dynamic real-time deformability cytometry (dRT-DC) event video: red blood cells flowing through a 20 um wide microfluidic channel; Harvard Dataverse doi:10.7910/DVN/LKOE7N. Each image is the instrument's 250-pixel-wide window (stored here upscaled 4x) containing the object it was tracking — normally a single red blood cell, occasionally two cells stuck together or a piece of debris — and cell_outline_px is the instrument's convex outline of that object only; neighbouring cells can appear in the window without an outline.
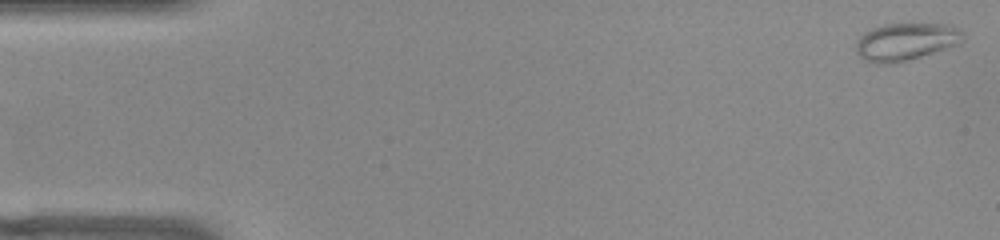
{"species": "common noctule bat (a hibernating species)", "species_latin": "Nyctalus noctula", "temperature_condition": "warm", "stored_images_in_passage": 52, "camera_frame_rate_fps": 3000, "um_per_image_px": 0.085, "animal": {"sex": "female", "body_mass_g": 22.0, "forearm_length_mm": 56.7}, "frame": {"image": 1, "passage_image": 1, "time_ms": 0.0, "image_size_px": [1000, 240], "cell_outline_px": [[964, 40], [960, 44], [908, 60], [888, 64], [876, 64], [864, 60], [856, 52], [856, 40], [864, 32], [872, 28], [884, 24], [952, 24], [960, 28], [964, 32]], "centroid_in_image_um": [77.02, 3.54], "position_along_channel_um": 8.0, "area_um2": 23.64}}
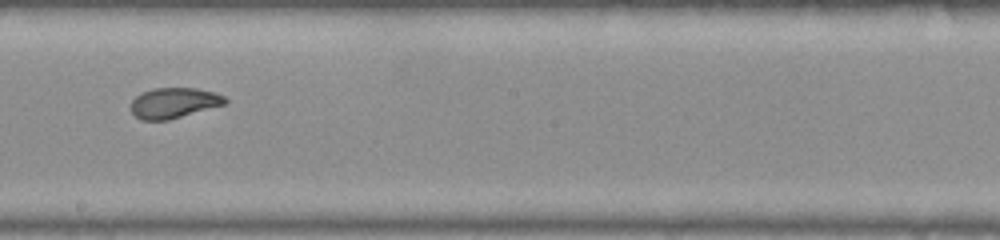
{"frame": {"image": 2, "passage_image": 29, "time_ms": 9.333, "image_size_px": [1000, 240], "cell_outline_px": [[228, 100], [224, 104], [168, 120], [140, 120], [132, 112], [132, 100], [136, 96], [152, 88], [196, 88], [216, 92], [224, 96]], "centroid_in_image_um": [14.79, 8.74], "position_along_channel_um": 233.4, "area_um2": 16.53}}
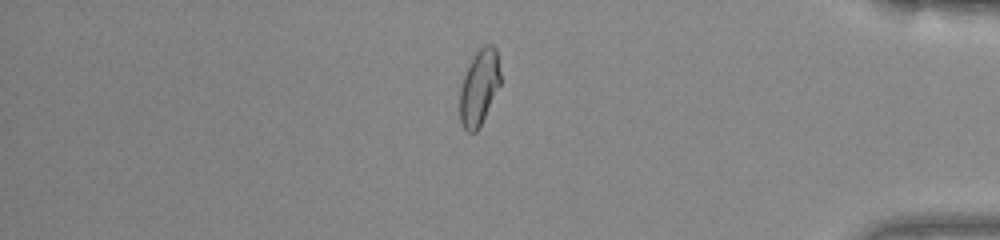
{"frame": {"image": 3, "passage_image": 44, "time_ms": 14.333, "image_size_px": [1000, 240], "cell_outline_px": [[500, 84], [476, 132], [468, 132], [464, 128], [460, 120], [460, 88], [464, 76], [476, 52], [484, 44], [492, 44], [496, 48], [500, 72]], "centroid_in_image_um": [40.73, 7.4], "position_along_channel_um": 394.5, "area_um2": 17.4}, "authors_computed_cell_mechanics": {"area_um2": 18.3804, "velocity_mm_per_s": 3.8679, "shape_relaxation_time_tau1_ms": null, "shape_relaxation_time_tau2_ms": 1.0449, "deformation_change_tau1": null, "deformation_change_tau2": 0.0535}}